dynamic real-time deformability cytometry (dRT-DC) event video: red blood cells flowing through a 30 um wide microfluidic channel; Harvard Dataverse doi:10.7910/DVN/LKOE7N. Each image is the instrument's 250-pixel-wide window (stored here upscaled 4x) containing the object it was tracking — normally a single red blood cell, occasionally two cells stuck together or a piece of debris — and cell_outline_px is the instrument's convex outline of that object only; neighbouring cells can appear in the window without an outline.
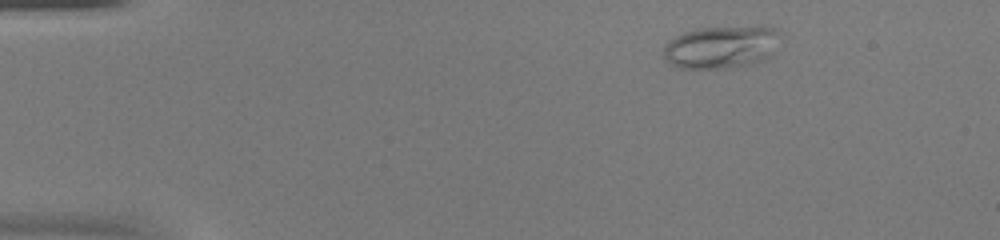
{"species": "common noctule bat (a hibernating species)", "species_latin": "Nyctalus noctula", "temperature_condition": "warm", "stored_images_in_passage": 48, "camera_frame_rate_fps": 3000, "um_per_image_px": 0.085, "animal": {"sex": "female", "body_mass_g": 20.0, "forearm_length_mm": 54.0}, "frame": {"image": 1, "passage_image": 3, "time_ms": 0.667, "image_size_px": [1000, 240], "cell_outline_px": [[764, 32], [724, 64], [692, 68], [676, 64], [668, 56], [668, 44], [672, 40], [688, 32], [712, 28], [764, 28]], "centroid_in_image_um": [60.4, 3.9], "position_along_channel_um": 24.6, "area_um2": 19.13}}
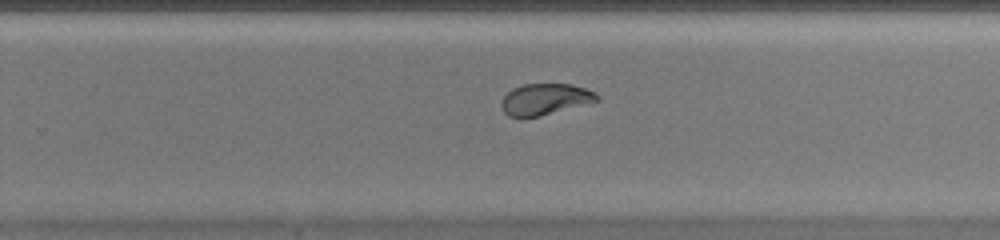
{"frame": {"image": 2, "passage_image": 30, "time_ms": 9.667, "image_size_px": [1000, 240], "cell_outline_px": [[600, 100], [536, 116], [508, 116], [504, 112], [504, 96], [508, 92], [524, 84], [572, 84], [584, 88], [592, 92]], "centroid_in_image_um": [46.34, 8.41], "position_along_channel_um": 283.5, "area_um2": 16.47}}
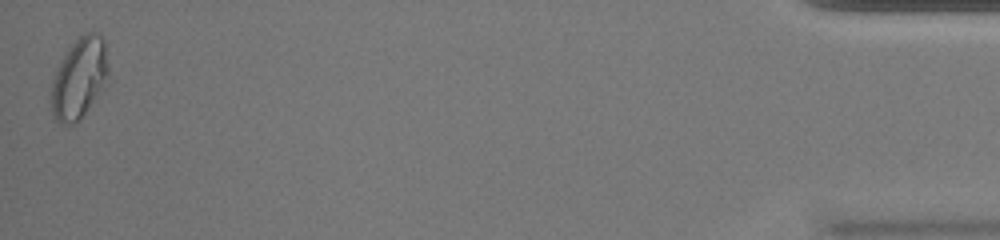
{"frame": {"image": 3, "passage_image": 48, "time_ms": 15.667, "image_size_px": [1000, 240], "cell_outline_px": [[104, 72], [84, 112], [76, 120], [60, 120], [56, 116], [52, 108], [52, 88], [56, 76], [68, 52], [76, 40], [80, 36], [100, 36], [104, 40]], "centroid_in_image_um": [6.66, 6.6], "position_along_channel_um": 428.5, "area_um2": 22.54}, "authors_computed_cell_mechanics": {"area_um2": 17.5712, "velocity_mm_per_s": 3.8843, "shape_relaxation_time_tau1_ms": null, "shape_relaxation_time_tau2_ms": 0.9076, "deformation_change_tau1": null, "deformation_change_tau2": 0.0476}}